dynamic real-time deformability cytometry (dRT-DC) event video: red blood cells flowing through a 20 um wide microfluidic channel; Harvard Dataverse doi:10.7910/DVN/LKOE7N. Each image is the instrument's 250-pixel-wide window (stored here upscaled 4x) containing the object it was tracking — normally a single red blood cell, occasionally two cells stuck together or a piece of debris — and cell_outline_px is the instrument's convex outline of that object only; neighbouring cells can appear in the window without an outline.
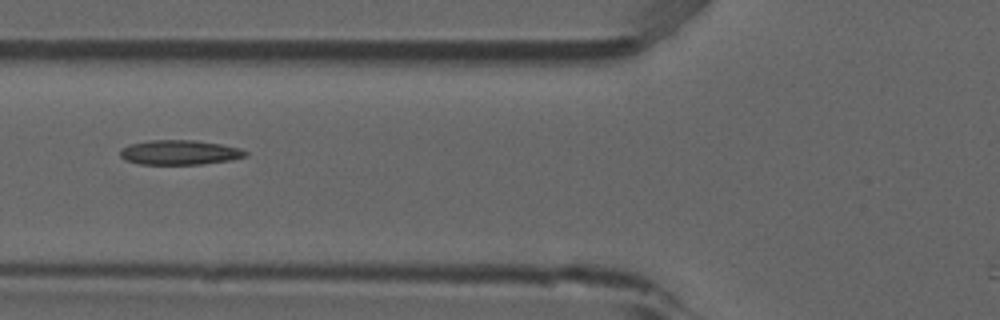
{"species": "common noctule bat (a hibernating species)", "species_latin": "Nyctalus noctula", "temperature_condition": "room temperature", "stored_images_in_passage": 6, "camera_frame_rate_fps": 3000, "um_per_image_px": 0.085, "animal": {"sex": "male", "forearm_length_mm": 52.5}, "frame": {"image": 1, "passage_image": 6, "time_ms": 1.667, "image_size_px": [1000, 320], "cell_outline_px": [[248, 156], [232, 160], [204, 164], [140, 164], [124, 160], [120, 156], [120, 148], [128, 144], [148, 140], [196, 140], [220, 144], [240, 148], [248, 152]], "centroid_in_image_um": [15.26, 12.95], "position_along_channel_um": 110.5, "area_um2": 18.26}}